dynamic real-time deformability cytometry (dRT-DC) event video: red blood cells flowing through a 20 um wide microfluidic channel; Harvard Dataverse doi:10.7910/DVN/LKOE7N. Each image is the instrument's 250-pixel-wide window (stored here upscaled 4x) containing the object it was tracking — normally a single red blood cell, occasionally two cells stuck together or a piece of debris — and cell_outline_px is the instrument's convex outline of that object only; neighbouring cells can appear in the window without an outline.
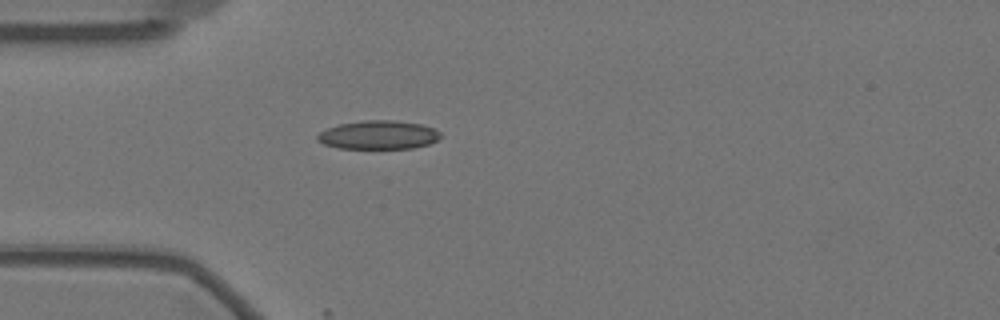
{"species": "Egyptian fruit bat (a non-hibernating species)", "species_latin": "Rousettus aegyptiacus", "temperature_condition": "warm", "stored_images_in_passage": 3, "camera_frame_rate_fps": 3000, "um_per_image_px": 0.085, "animal": {"sex": "female"}, "frame": {"image": 1, "passage_image": 1, "time_ms": 0.0, "image_size_px": [1000, 320], "cell_outline_px": [[440, 136], [436, 140], [428, 144], [412, 148], [336, 148], [324, 144], [316, 140], [316, 136], [320, 132], [328, 128], [340, 124], [364, 120], [392, 120], [420, 124], [432, 128], [440, 132]], "centroid_in_image_um": [32.13, 11.47], "position_along_channel_um": 52.9, "area_um2": 20.35}}